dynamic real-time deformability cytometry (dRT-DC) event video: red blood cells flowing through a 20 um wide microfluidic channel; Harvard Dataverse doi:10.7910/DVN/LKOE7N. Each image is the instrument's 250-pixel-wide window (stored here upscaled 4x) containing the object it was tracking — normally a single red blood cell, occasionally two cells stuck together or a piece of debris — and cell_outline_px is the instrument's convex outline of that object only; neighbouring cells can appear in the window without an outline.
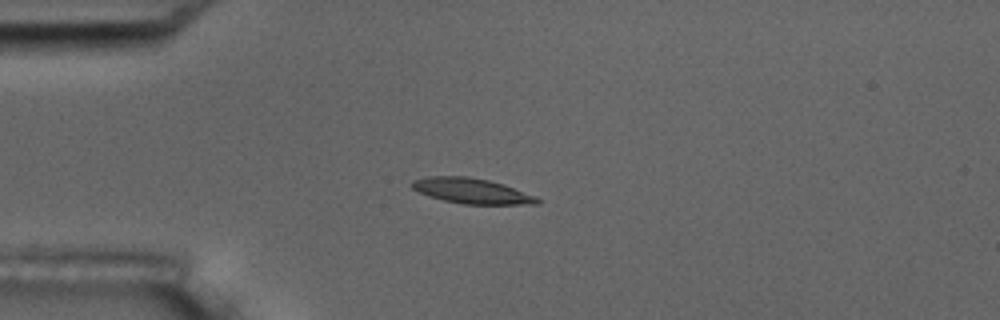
{"species": "common noctule bat (a hibernating species)", "species_latin": "Nyctalus noctula", "temperature_condition": "room temperature", "stored_images_in_passage": 6, "camera_frame_rate_fps": 3000, "um_per_image_px": 0.085, "animal": {"sex": "male", "body_mass_g": 17.5, "forearm_length_mm": 52.3}, "frame": {"image": 1, "passage_image": 4, "time_ms": 3.667, "image_size_px": [1000, 320], "cell_outline_px": [[540, 204], [464, 204], [444, 200], [428, 196], [412, 188], [412, 180], [428, 176], [468, 176], [488, 180], [504, 184], [536, 196], [540, 200]], "centroid_in_image_um": [40.1, 16.22], "position_along_channel_um": 44.9, "area_um2": 18.44}}